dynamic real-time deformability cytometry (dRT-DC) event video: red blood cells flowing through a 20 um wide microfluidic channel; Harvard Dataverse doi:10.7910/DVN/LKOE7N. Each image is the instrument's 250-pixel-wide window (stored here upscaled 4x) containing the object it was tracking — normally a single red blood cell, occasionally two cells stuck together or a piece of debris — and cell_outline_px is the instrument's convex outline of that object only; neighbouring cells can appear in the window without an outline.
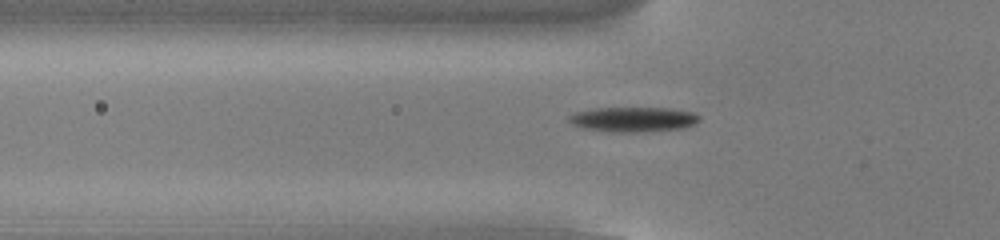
{"species": "common noctule bat (a hibernating species)", "species_latin": "Nyctalus noctula", "temperature_condition": "cold", "stored_images_in_passage": 40, "camera_frame_rate_fps": 3000, "um_per_image_px": 0.085, "animal": {"sex": "male", "body_mass_g": 13.0, "forearm_length_mm": 53.1}, "frame": {"image": 1, "passage_image": 4, "time_ms": 1.0, "image_size_px": [1000, 240], "cell_outline_px": [[700, 120], [696, 124], [680, 128], [636, 132], [612, 132], [584, 128], [572, 124], [568, 120], [568, 116], [576, 112], [596, 108], [668, 108], [692, 112], [700, 116]], "centroid_in_image_um": [53.82, 10.14], "position_along_channel_um": 72.0, "area_um2": 18.73}}
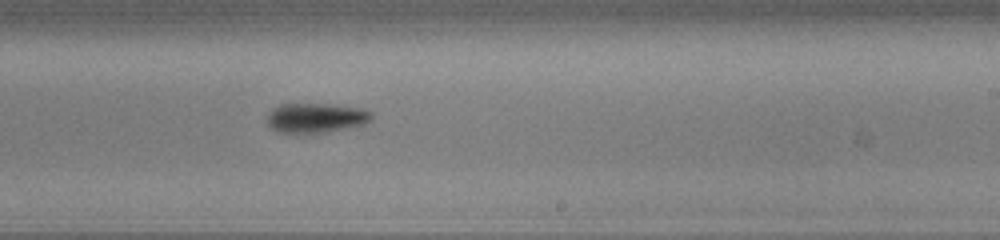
{"frame": {"image": 2, "passage_image": 19, "time_ms": 6.0, "image_size_px": [1000, 240], "cell_outline_px": [[372, 120], [364, 124], [324, 132], [276, 132], [268, 124], [268, 116], [272, 108], [280, 104], [328, 104], [360, 108], [372, 112]], "centroid_in_image_um": [26.85, 10.0], "position_along_channel_um": 262.1, "area_um2": 17.74}}
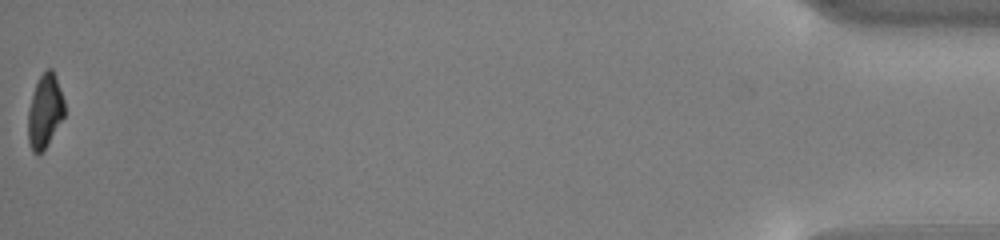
{"frame": {"image": 3, "passage_image": 40, "time_ms": 13.0, "image_size_px": [1000, 240], "cell_outline_px": [[64, 116], [44, 148], [36, 156], [32, 152], [28, 140], [28, 108], [36, 84], [40, 76], [48, 68], [52, 68], [56, 76], [64, 100]], "centroid_in_image_um": [3.8, 9.43], "position_along_channel_um": 431.4, "area_um2": 15.37}, "authors_computed_cell_mechanics": {"area_um2": 17.7446, "velocity_mm_per_s": 3.8078, "shape_relaxation_time_tau1_ms": 1.578, "shape_relaxation_time_tau2_ms": null, "deformation_change_tau1": 0.1145, "deformation_change_tau2": null}}